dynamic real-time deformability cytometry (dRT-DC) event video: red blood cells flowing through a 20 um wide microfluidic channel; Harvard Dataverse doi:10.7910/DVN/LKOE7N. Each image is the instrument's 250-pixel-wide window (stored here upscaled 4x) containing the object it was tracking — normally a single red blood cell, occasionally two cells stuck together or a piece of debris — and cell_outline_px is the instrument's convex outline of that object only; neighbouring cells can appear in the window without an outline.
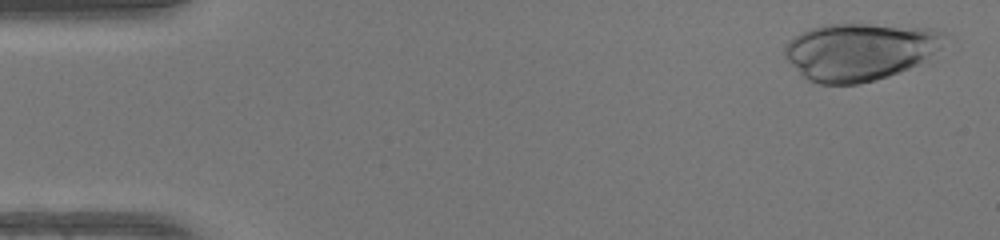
{"species": "human", "species_latin": "Homo sapiens", "temperature_condition": "warm", "stored_images_in_passage": 40, "camera_frame_rate_fps": 3000, "um_per_image_px": 0.085, "donor": {"sex": "female"}, "frame": {"image": 1, "passage_image": 2, "time_ms": 0.333, "image_size_px": [1000, 240], "cell_outline_px": [[948, 36], [940, 48], [924, 60], [908, 68], [888, 76], [876, 80], [860, 84], [820, 84], [808, 80], [784, 56], [784, 48], [788, 40], [800, 32], [808, 28], [824, 24], [868, 24], [936, 28], [944, 32]], "centroid_in_image_um": [73.08, 4.36], "position_along_channel_um": 11.9, "area_um2": 53.64}}
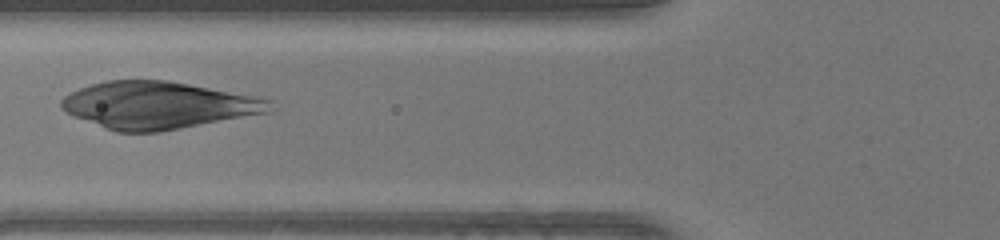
{"frame": {"image": 2, "passage_image": 19, "time_ms": 6.0, "image_size_px": [1000, 240], "cell_outline_px": [[272, 112], [160, 132], [116, 132], [72, 116], [60, 108], [60, 100], [64, 96], [80, 88], [92, 84], [108, 80], [168, 80], [256, 96], [272, 100]], "centroid_in_image_um": [13.45, 8.95], "position_along_channel_um": 112.4, "area_um2": 57.45}}
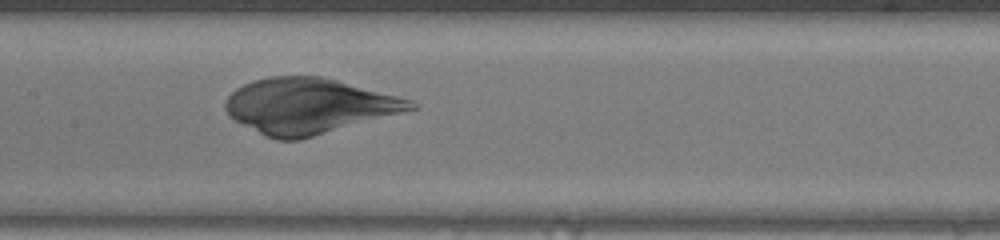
{"frame": {"image": 3, "passage_image": 24, "time_ms": 7.667, "image_size_px": [1000, 240], "cell_outline_px": [[420, 104], [416, 108], [300, 140], [276, 140], [264, 136], [228, 116], [224, 108], [224, 104], [228, 96], [236, 88], [252, 80], [268, 76], [320, 76], [336, 80], [412, 100]], "centroid_in_image_um": [26.18, 9.01], "position_along_channel_um": 181.2, "area_um2": 59.42}}